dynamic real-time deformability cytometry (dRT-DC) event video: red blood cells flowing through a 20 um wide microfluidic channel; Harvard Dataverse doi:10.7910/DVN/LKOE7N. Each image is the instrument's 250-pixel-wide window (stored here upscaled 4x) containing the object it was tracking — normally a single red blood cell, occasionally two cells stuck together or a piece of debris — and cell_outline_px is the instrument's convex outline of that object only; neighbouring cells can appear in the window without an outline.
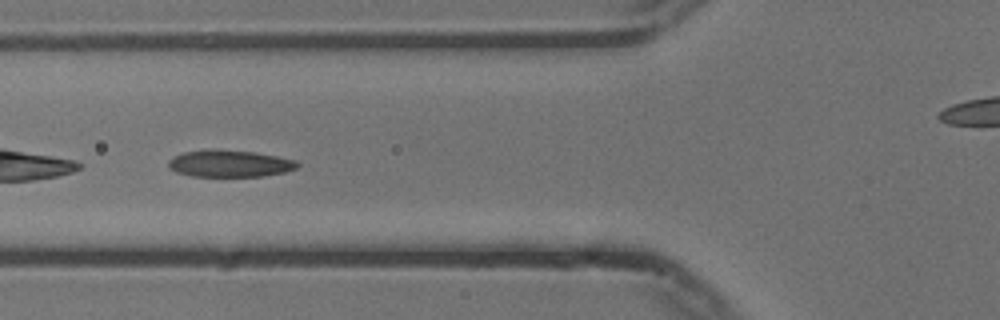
{"species": "common noctule bat (a hibernating species)", "species_latin": "Nyctalus noctula", "temperature_condition": "cold", "stored_images_in_passage": 31, "camera_frame_rate_fps": 3000, "um_per_image_px": 0.085, "animal": {"sex": "male", "body_mass_g": 13.3}, "frame": {"image": 1, "passage_image": 4, "time_ms": 1.0, "image_size_px": [1000, 320], "cell_outline_px": [[300, 164], [296, 168], [284, 172], [264, 176], [192, 176], [176, 172], [168, 168], [168, 160], [184, 152], [208, 148], [216, 148], [256, 152], [296, 160]], "centroid_in_image_um": [19.5, 13.88], "position_along_channel_um": 106.3, "area_um2": 20.46}}
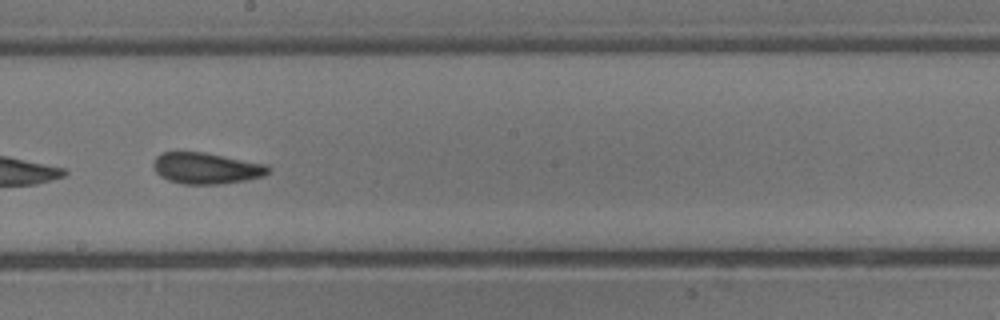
{"frame": {"image": 2, "passage_image": 14, "time_ms": 4.333, "image_size_px": [1000, 320], "cell_outline_px": [[272, 168], [264, 176], [244, 180], [220, 184], [180, 184], [168, 180], [160, 176], [156, 172], [152, 164], [156, 156], [164, 152], [204, 152], [268, 164]], "centroid_in_image_um": [17.54, 14.3], "position_along_channel_um": 230.7, "area_um2": 21.04}}
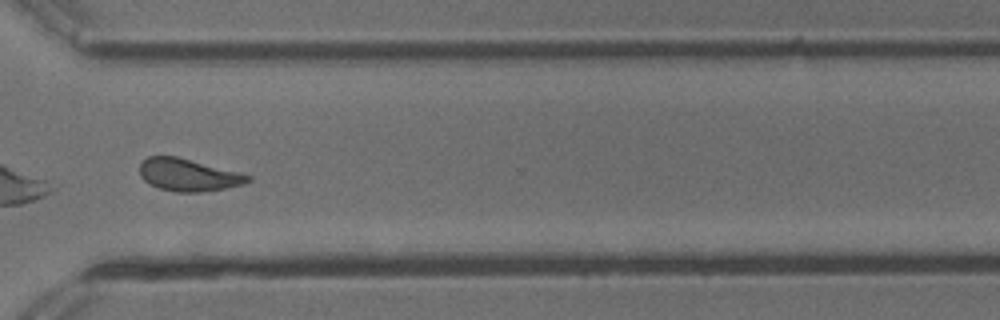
{"frame": {"image": 3, "passage_image": 24, "time_ms": 7.667, "image_size_px": [1000, 320], "cell_outline_px": [[252, 180], [244, 184], [224, 188], [200, 192], [176, 192], [160, 188], [144, 180], [140, 176], [140, 164], [148, 156], [176, 156], [252, 176]], "centroid_in_image_um": [16.0, 14.87], "position_along_channel_um": 354.6, "area_um2": 20.06}, "authors_computed_cell_mechanics": {"area_um2": 20.519, "velocity_mm_per_s": 3.7347, "shape_relaxation_time_tau1_ms": 3.3754, "shape_relaxation_time_tau2_ms": 1.9405, "deformation_change_tau1": 0.1039, "deformation_change_tau2": 0.0883}}